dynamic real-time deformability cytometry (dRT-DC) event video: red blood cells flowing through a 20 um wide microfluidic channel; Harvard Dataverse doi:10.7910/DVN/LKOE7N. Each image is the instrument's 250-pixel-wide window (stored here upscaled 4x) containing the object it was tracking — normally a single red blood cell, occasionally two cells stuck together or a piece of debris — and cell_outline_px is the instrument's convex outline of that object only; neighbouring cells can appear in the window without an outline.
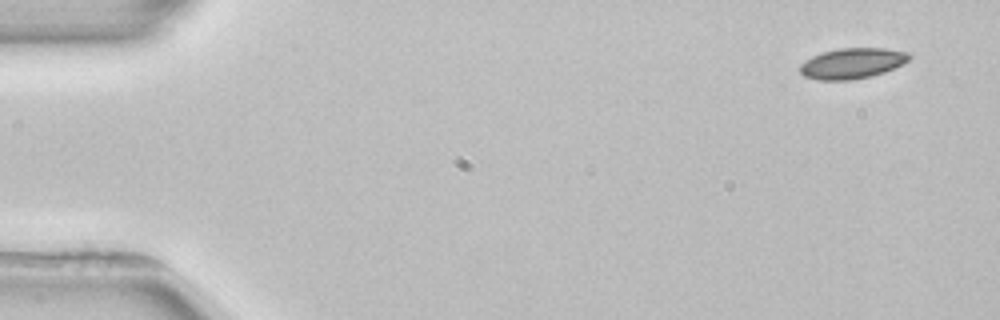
{"species": "common noctule bat (a hibernating species)", "species_latin": "Nyctalus noctula", "temperature_condition": "room temperature", "stored_images_in_passage": 4, "camera_frame_rate_fps": 3000, "um_per_image_px": 0.085, "animal": {"sex": "female", "body_mass_g": 22.7, "forearm_length_mm": 54.2}, "frame": {"image": 1, "passage_image": 1, "time_ms": 0.0, "image_size_px": [1000, 320], "cell_outline_px": [[912, 56], [908, 60], [884, 72], [872, 76], [852, 80], [820, 80], [804, 76], [800, 72], [800, 64], [804, 60], [812, 56], [824, 52], [840, 48], [884, 48], [908, 52]], "centroid_in_image_um": [72.42, 5.38], "position_along_channel_um": 12.6, "area_um2": 19.36}}
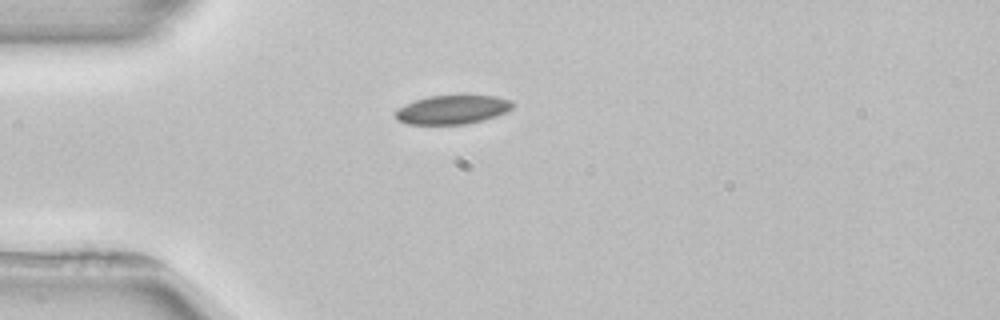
{"frame": {"image": 2, "passage_image": 4, "time_ms": 3.667, "image_size_px": [1000, 320], "cell_outline_px": [[512, 108], [508, 112], [484, 120], [464, 124], [408, 124], [396, 120], [392, 116], [392, 112], [396, 108], [416, 100], [428, 96], [496, 96], [512, 100]], "centroid_in_image_um": [38.4, 9.33], "position_along_channel_um": 46.6, "area_um2": 19.88}}